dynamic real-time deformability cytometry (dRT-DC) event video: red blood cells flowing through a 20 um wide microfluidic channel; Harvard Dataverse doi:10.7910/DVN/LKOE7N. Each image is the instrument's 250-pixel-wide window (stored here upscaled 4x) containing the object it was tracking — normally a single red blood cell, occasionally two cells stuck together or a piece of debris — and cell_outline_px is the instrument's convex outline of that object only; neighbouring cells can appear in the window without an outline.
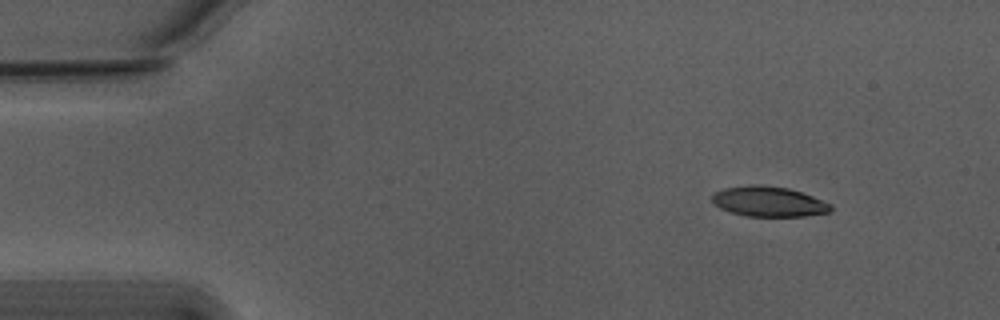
{"species": "Egyptian fruit bat (a non-hibernating species)", "species_latin": "Rousettus aegyptiacus", "temperature_condition": "warm", "stored_images_in_passage": 49, "camera_frame_rate_fps": 3000, "um_per_image_px": 0.085, "animal": {"sex": "male"}, "frame": {"image": 1, "passage_image": 1, "time_ms": 0.0, "image_size_px": [1000, 320], "cell_outline_px": [[832, 208], [828, 212], [804, 216], [748, 216], [732, 212], [720, 208], [712, 200], [712, 196], [716, 192], [724, 188], [752, 184], [760, 184], [788, 188], [812, 196], [832, 204]], "centroid_in_image_um": [65.35, 17.12], "position_along_channel_um": 19.7, "area_um2": 20.63}}
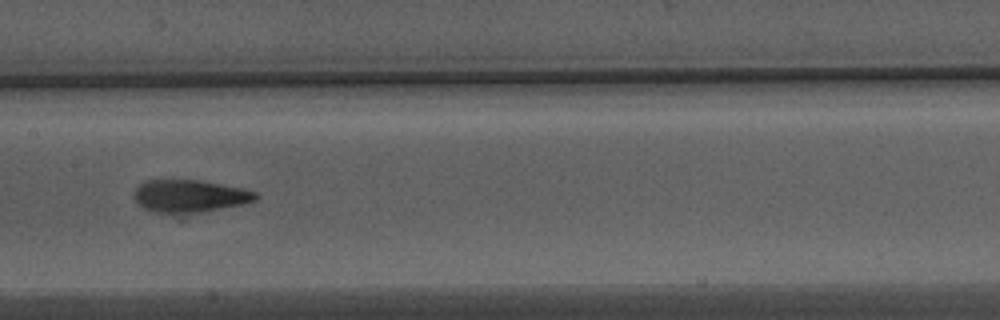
{"frame": {"image": 2, "passage_image": 22, "time_ms": 7.0, "image_size_px": [1000, 320], "cell_outline_px": [[260, 196], [256, 200], [240, 204], [200, 212], [172, 216], [152, 212], [144, 208], [132, 196], [136, 188], [140, 184], [148, 180], [200, 180], [244, 188], [256, 192]], "centroid_in_image_um": [16.09, 16.69], "position_along_channel_um": 191.3, "area_um2": 23.41}}
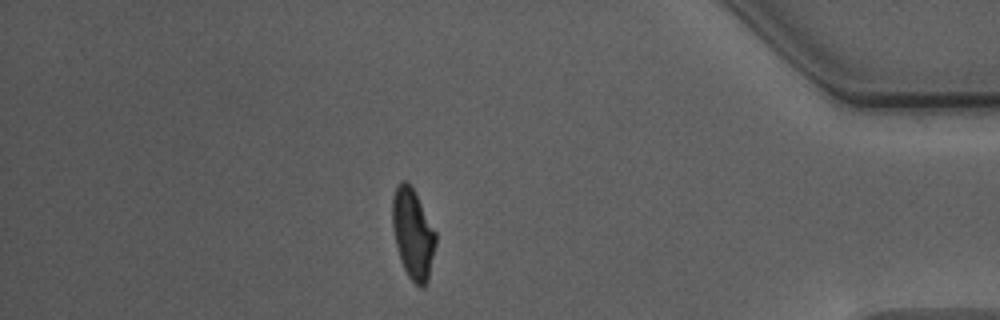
{"frame": {"image": 3, "passage_image": 42, "time_ms": 13.667, "image_size_px": [1000, 320], "cell_outline_px": [[436, 244], [428, 280], [424, 288], [420, 288], [408, 276], [400, 260], [396, 244], [392, 224], [392, 200], [396, 188], [400, 180], [404, 180], [416, 192], [436, 232]], "centroid_in_image_um": [35.11, 19.88], "position_along_channel_um": 400.1, "area_um2": 22.77}, "authors_computed_cell_mechanics": {"area_um2": 22.7154, "velocity_mm_per_s": 3.7655, "shape_relaxation_time_tau1_ms": 4.597, "shape_relaxation_time_tau2_ms": 1.8363, "deformation_change_tau1": 0.1882, "deformation_change_tau2": 0.1016}}